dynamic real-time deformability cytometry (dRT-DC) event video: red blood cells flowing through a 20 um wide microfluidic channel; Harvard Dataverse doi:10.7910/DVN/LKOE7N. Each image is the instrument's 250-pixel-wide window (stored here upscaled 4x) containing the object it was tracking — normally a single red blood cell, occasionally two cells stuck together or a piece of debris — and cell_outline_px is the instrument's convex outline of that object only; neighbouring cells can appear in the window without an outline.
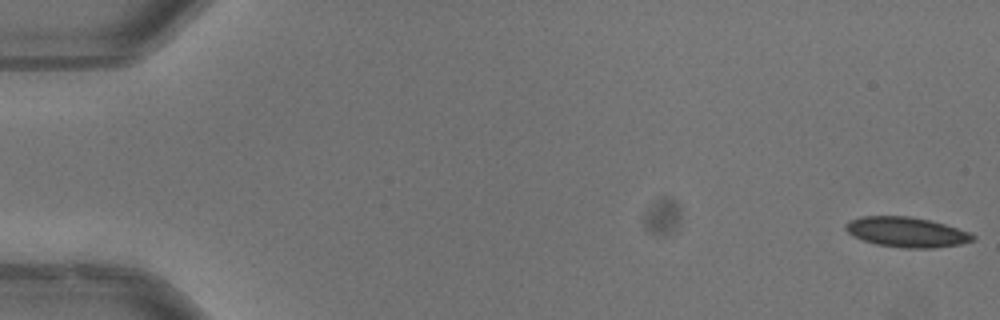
{"species": "common noctule bat (a hibernating species)", "species_latin": "Nyctalus noctula", "temperature_condition": "warm", "stored_images_in_passage": 53, "camera_frame_rate_fps": 3000, "um_per_image_px": 0.085, "animal": {"sex": "male", "body_mass_g": 13.3}, "frame": {"image": 1, "passage_image": 1, "time_ms": 0.0, "image_size_px": [1000, 320], "cell_outline_px": [[976, 236], [972, 240], [960, 244], [932, 248], [908, 248], [876, 244], [852, 236], [844, 228], [844, 224], [848, 220], [860, 216], [908, 216], [928, 220], [944, 224], [972, 232]], "centroid_in_image_um": [77.03, 19.72], "position_along_channel_um": 8.0, "area_um2": 22.25}, "authors_computed_cell_mechanics": {"area_um2": 23.0044, "velocity_mm_per_s": 3.9897, "shape_relaxation_time_tau1_ms": 4.8392, "shape_relaxation_time_tau2_ms": 0.9377, "deformation_change_tau1": 0.1128, "deformation_change_tau2": 0.0593}}